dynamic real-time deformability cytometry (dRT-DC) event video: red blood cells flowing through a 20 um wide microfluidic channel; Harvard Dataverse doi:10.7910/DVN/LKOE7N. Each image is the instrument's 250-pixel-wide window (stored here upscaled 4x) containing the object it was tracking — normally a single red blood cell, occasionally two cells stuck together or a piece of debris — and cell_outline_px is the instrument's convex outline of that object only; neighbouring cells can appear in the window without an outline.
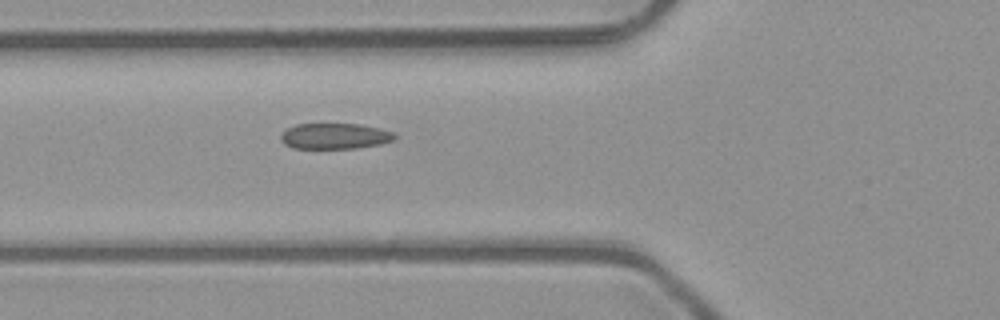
{"species": "common noctule bat (a hibernating species)", "species_latin": "Nyctalus noctula", "temperature_condition": "room temperature", "stored_images_in_passage": 5, "camera_frame_rate_fps": 3000, "um_per_image_px": 0.085, "animal": {"sex": "male", "body_mass_g": 23.1, "forearm_length_mm": 52.7}, "frame": {"image": 1, "passage_image": 5, "time_ms": 1.333, "image_size_px": [1000, 320], "cell_outline_px": [[396, 136], [392, 140], [380, 144], [356, 148], [292, 148], [284, 144], [280, 140], [280, 132], [296, 124], [360, 124], [380, 128], [392, 132]], "centroid_in_image_um": [28.41, 11.56], "position_along_channel_um": 97.4, "area_um2": 17.11}}